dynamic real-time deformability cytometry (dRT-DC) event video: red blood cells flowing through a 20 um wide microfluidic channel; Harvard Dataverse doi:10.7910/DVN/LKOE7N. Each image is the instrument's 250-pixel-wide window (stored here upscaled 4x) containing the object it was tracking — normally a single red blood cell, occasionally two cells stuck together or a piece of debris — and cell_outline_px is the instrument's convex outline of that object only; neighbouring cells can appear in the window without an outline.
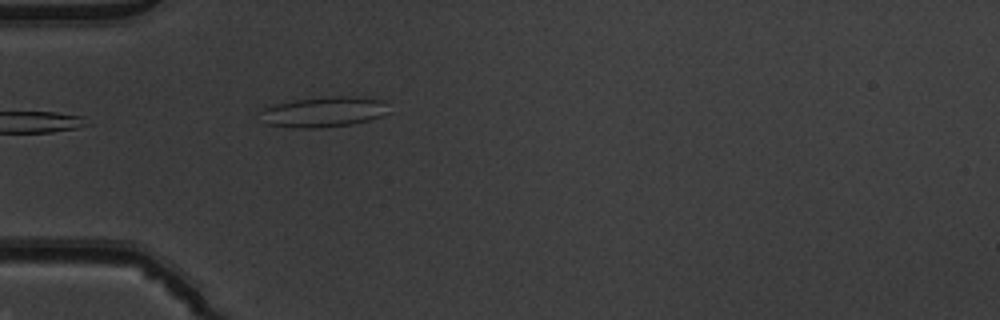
{"species": "common noctule bat (a hibernating species)", "species_latin": "Nyctalus noctula", "temperature_condition": "warm", "stored_images_in_passage": 35, "camera_frame_rate_fps": 3000, "um_per_image_px": 0.085, "animal": {"sex": "male", "body_mass_g": 19.5, "forearm_length_mm": 54.6}, "frame": {"image": 1, "passage_image": 1, "time_ms": 0.0, "image_size_px": [1000, 320], "cell_outline_px": [[392, 112], [384, 116], [352, 124], [320, 128], [292, 128], [268, 124], [256, 112], [260, 108], [276, 104], [296, 100], [332, 96], [352, 96], [384, 100]], "centroid_in_image_um": [27.54, 9.51], "position_along_channel_um": 57.5, "area_um2": 23.12}}
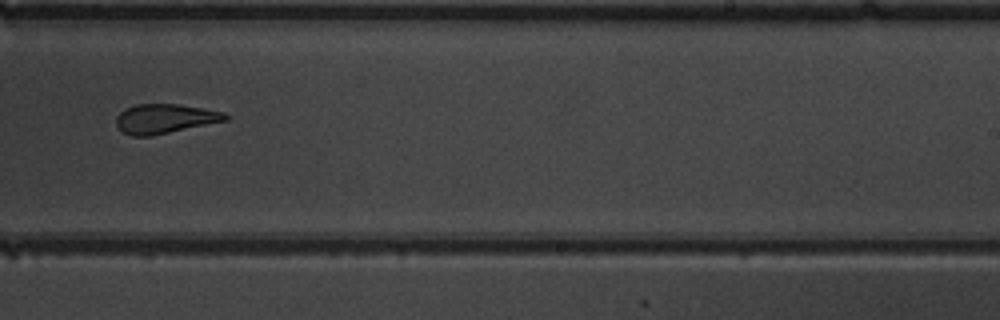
{"frame": {"image": 2, "passage_image": 18, "time_ms": 5.667, "image_size_px": [1000, 320], "cell_outline_px": [[232, 116], [228, 120], [152, 136], [132, 136], [124, 132], [116, 124], [116, 116], [124, 108], [136, 104], [176, 104], [204, 108], [224, 112]], "centroid_in_image_um": [14.04, 10.08], "position_along_channel_um": 275.0, "area_um2": 18.84}}
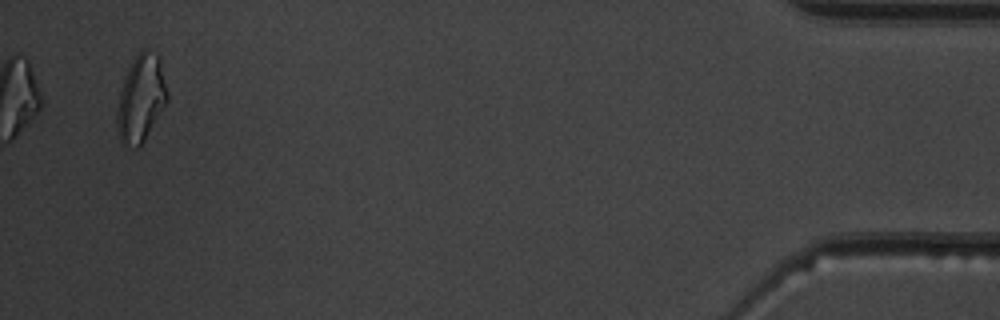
{"frame": {"image": 3, "passage_image": 35, "time_ms": 11.333, "image_size_px": [1000, 320], "cell_outline_px": [[168, 100], [140, 148], [136, 148], [124, 144], [120, 140], [116, 124], [116, 112], [120, 92], [124, 76], [132, 60], [144, 48], [160, 56], [168, 92]], "centroid_in_image_um": [11.99, 8.37], "position_along_channel_um": 423.2, "area_um2": 25.66}, "authors_computed_cell_mechanics": {"area_um2": 19.7098, "velocity_mm_per_s": 3.9601, "shape_relaxation_time_tau1_ms": 5.4523, "shape_relaxation_time_tau2_ms": 2.9514, "deformation_change_tau1": 0.1628, "deformation_change_tau2": 0.1324}}